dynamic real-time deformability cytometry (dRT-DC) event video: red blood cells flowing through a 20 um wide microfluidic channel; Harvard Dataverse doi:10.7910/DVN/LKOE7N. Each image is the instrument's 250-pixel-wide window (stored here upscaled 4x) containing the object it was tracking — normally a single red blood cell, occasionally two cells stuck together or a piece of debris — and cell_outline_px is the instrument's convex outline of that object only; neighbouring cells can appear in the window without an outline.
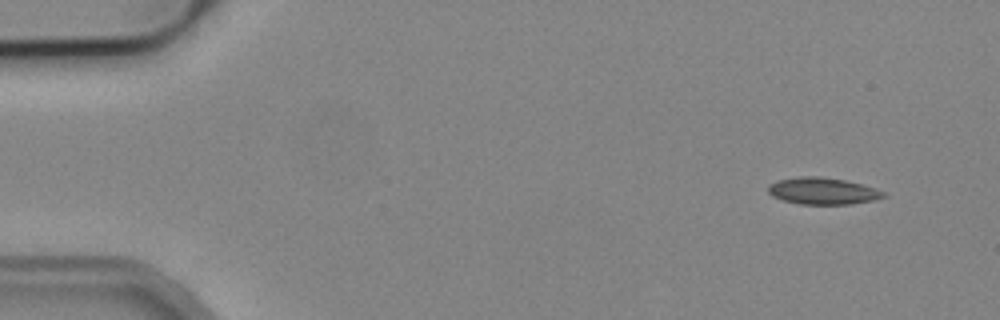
{"species": "common noctule bat (a hibernating species)", "species_latin": "Nyctalus noctula", "temperature_condition": "cold", "stored_images_in_passage": 4, "camera_frame_rate_fps": 3000, "um_per_image_px": 0.085, "animal": {"sex": "male", "body_mass_g": 19.2, "forearm_length_mm": 51.8}, "frame": {"image": 1, "passage_image": 1, "time_ms": 0.0, "image_size_px": [1000, 320], "cell_outline_px": [[888, 196], [872, 200], [852, 204], [800, 204], [784, 200], [772, 196], [768, 192], [768, 184], [776, 180], [800, 176], [820, 176], [844, 180], [876, 188], [884, 192]], "centroid_in_image_um": [69.91, 16.23], "position_along_channel_um": 15.1, "area_um2": 18.03}}
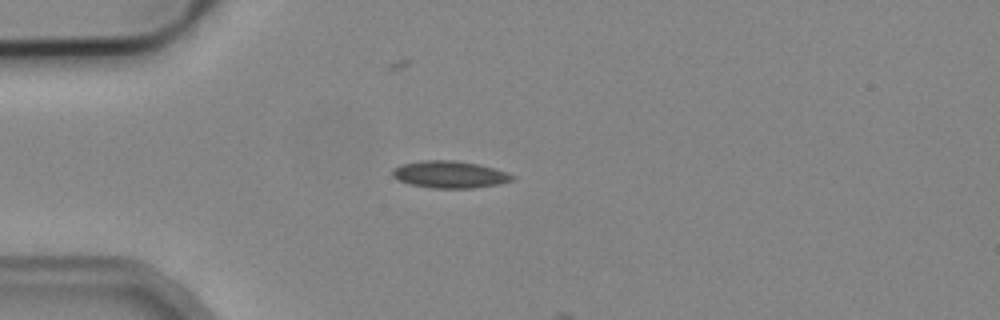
{"frame": {"image": 2, "passage_image": 4, "time_ms": 3.333, "image_size_px": [1000, 320], "cell_outline_px": [[516, 176], [512, 180], [500, 184], [472, 188], [432, 188], [412, 184], [400, 180], [392, 176], [392, 168], [400, 164], [420, 160], [456, 160], [480, 164], [508, 172]], "centroid_in_image_um": [38.24, 14.81], "position_along_channel_um": 46.8, "area_um2": 19.07}}